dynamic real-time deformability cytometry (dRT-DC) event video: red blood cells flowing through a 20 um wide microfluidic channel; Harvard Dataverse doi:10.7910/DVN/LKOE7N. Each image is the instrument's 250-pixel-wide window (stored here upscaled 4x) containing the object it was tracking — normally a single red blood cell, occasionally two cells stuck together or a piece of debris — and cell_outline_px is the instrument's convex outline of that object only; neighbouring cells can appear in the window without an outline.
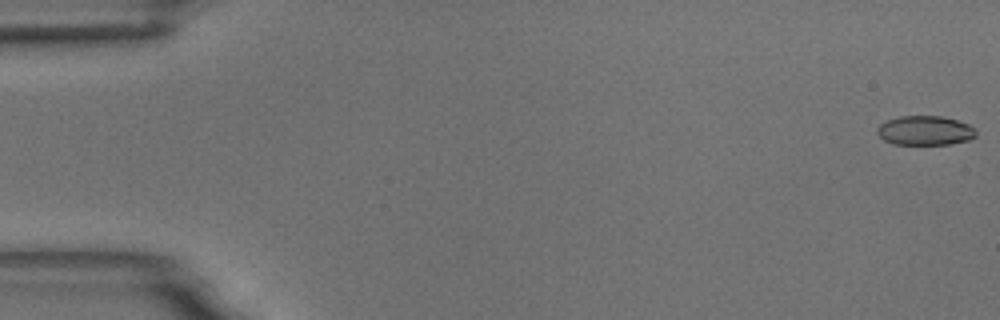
{"species": "common noctule bat (a hibernating species)", "species_latin": "Nyctalus noctula", "temperature_condition": "room temperature", "stored_images_in_passage": 59, "camera_frame_rate_fps": 3000, "um_per_image_px": 0.085, "animal": {"sex": "male", "body_mass_g": 18.8}, "frame": {"image": 1, "passage_image": 1, "time_ms": 0.0, "image_size_px": [1000, 320], "cell_outline_px": [[976, 136], [968, 140], [948, 144], [892, 144], [884, 140], [876, 132], [876, 128], [880, 124], [888, 120], [900, 116], [940, 116], [956, 120], [968, 124], [976, 128]], "centroid_in_image_um": [78.62, 11.1], "position_along_channel_um": 6.4, "area_um2": 16.88}}
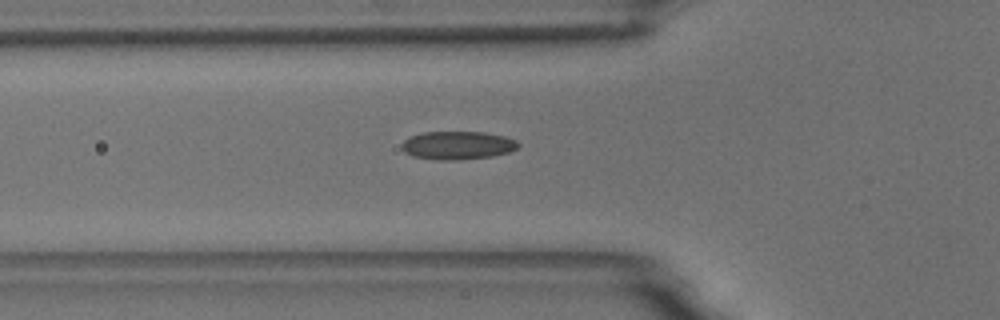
{"frame": {"image": 2, "passage_image": 21, "time_ms": 6.667, "image_size_px": [1000, 320], "cell_outline_px": [[520, 144], [516, 148], [508, 152], [492, 156], [456, 160], [440, 160], [412, 156], [404, 152], [400, 148], [400, 144], [408, 136], [424, 132], [484, 132], [504, 136], [516, 140]], "centroid_in_image_um": [38.84, 12.35], "position_along_channel_um": 87.0, "area_um2": 19.25}}
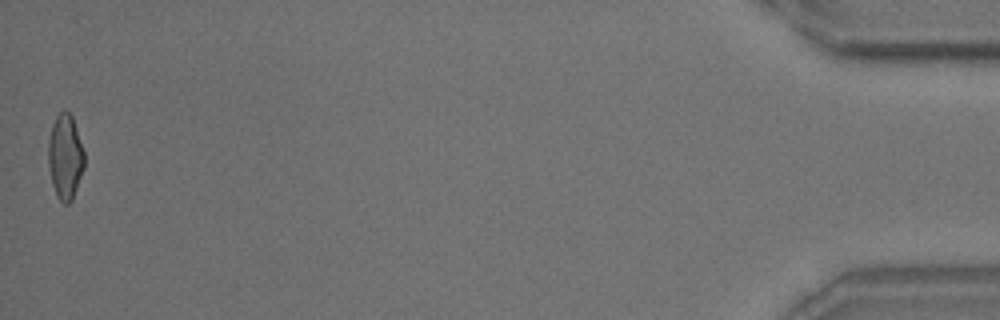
{"frame": {"image": 3, "passage_image": 59, "time_ms": 19.333, "image_size_px": [1000, 320], "cell_outline_px": [[84, 168], [72, 200], [68, 204], [64, 204], [56, 196], [52, 184], [48, 168], [48, 140], [52, 124], [56, 116], [64, 108], [72, 116], [84, 152]], "centroid_in_image_um": [5.53, 13.33], "position_along_channel_um": 429.7, "area_um2": 17.98}, "authors_computed_cell_mechanics": {"area_um2": 18.1492, "velocity_mm_per_s": 3.4433, "shape_relaxation_time_tau1_ms": 5.2671, "shape_relaxation_time_tau2_ms": 1.6315, "deformation_change_tau1": 0.1631, "deformation_change_tau2": 0.0889}}